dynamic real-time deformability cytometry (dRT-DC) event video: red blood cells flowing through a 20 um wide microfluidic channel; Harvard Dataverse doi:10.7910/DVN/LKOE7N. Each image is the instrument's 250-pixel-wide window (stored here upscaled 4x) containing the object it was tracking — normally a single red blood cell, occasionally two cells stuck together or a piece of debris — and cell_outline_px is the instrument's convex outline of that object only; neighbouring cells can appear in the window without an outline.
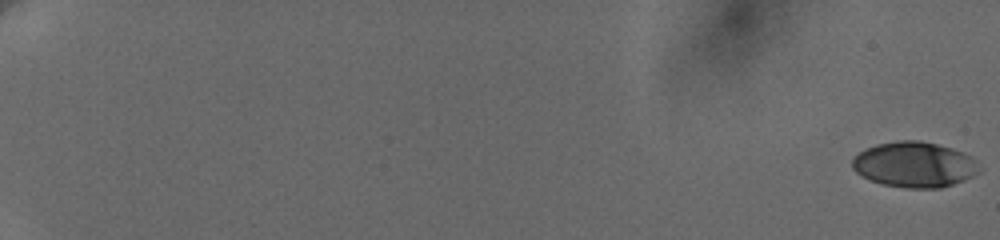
{"species": "human", "species_latin": "Homo sapiens", "temperature_condition": "cold", "stored_images_in_passage": 19, "camera_frame_rate_fps": 3000, "um_per_image_px": 0.085, "donor": {"sex": "female"}, "frame": {"image": 1, "passage_image": 1, "time_ms": 0.0, "image_size_px": [1000, 240], "cell_outline_px": [[980, 172], [964, 180], [940, 188], [904, 188], [884, 184], [872, 180], [856, 172], [852, 168], [852, 160], [860, 152], [876, 144], [900, 140], [920, 140], [952, 148], [964, 152], [972, 156], [976, 160]], "centroid_in_image_um": [77.76, 13.98], "position_along_channel_um": 7.2, "area_um2": 33.52}}
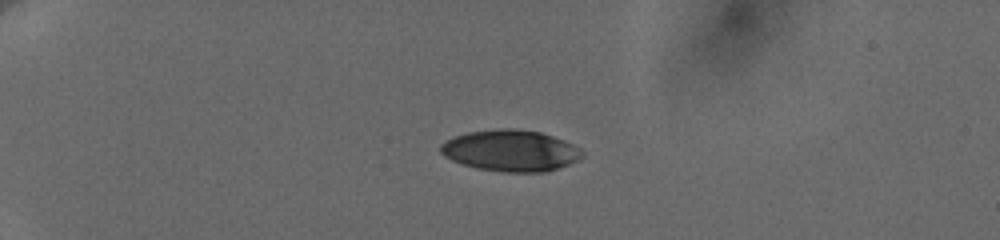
{"frame": {"image": 2, "passage_image": 14, "time_ms": 5.667, "image_size_px": [1000, 240], "cell_outline_px": [[584, 156], [568, 164], [544, 172], [504, 172], [476, 168], [452, 160], [444, 156], [440, 152], [440, 144], [456, 136], [468, 132], [500, 128], [512, 128], [540, 132], [564, 140], [580, 148], [584, 152]], "centroid_in_image_um": [43.41, 12.8], "position_along_channel_um": 41.6, "area_um2": 33.93}}
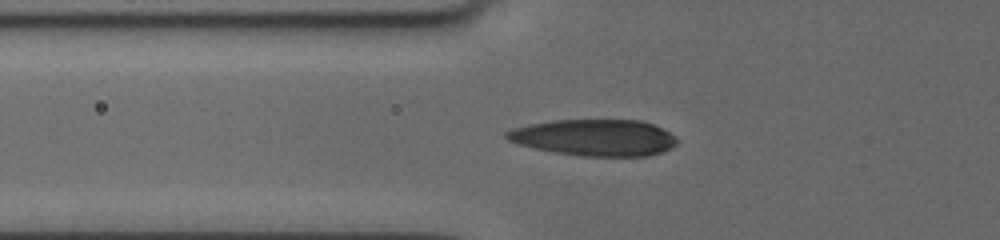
{"frame": {"image": 3, "passage_image": 19, "time_ms": 8.333, "image_size_px": [1000, 240], "cell_outline_px": [[676, 144], [672, 148], [648, 156], [580, 156], [556, 152], [536, 148], [520, 144], [508, 140], [504, 136], [504, 132], [528, 124], [552, 120], [640, 120], [652, 124], [676, 136]], "centroid_in_image_um": [50.53, 11.69], "position_along_channel_um": 75.3, "area_um2": 36.01}}